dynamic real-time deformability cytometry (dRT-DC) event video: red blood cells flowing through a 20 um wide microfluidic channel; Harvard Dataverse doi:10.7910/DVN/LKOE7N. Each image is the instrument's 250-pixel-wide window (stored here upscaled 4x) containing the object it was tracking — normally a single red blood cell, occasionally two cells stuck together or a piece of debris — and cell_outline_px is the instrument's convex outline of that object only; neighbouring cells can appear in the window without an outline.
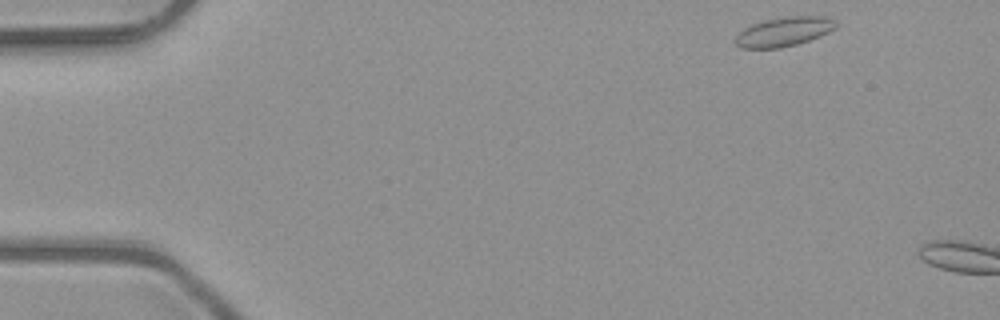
{"species": "common noctule bat (a hibernating species)", "species_latin": "Nyctalus noctula", "temperature_condition": "room temperature", "stored_images_in_passage": 3, "camera_frame_rate_fps": 3000, "um_per_image_px": 0.085, "animal": {"sex": "male", "body_mass_g": 23.1, "forearm_length_mm": 52.7}, "frame": {"image": 1, "passage_image": 1, "time_ms": 0.0, "image_size_px": [1000, 320], "cell_outline_px": [[840, 24], [836, 28], [820, 36], [796, 44], [780, 48], [740, 48], [736, 44], [736, 36], [744, 28], [752, 24], [764, 20], [784, 16], [828, 16], [836, 20]], "centroid_in_image_um": [66.68, 2.67], "position_along_channel_um": 18.3, "area_um2": 17.28}}